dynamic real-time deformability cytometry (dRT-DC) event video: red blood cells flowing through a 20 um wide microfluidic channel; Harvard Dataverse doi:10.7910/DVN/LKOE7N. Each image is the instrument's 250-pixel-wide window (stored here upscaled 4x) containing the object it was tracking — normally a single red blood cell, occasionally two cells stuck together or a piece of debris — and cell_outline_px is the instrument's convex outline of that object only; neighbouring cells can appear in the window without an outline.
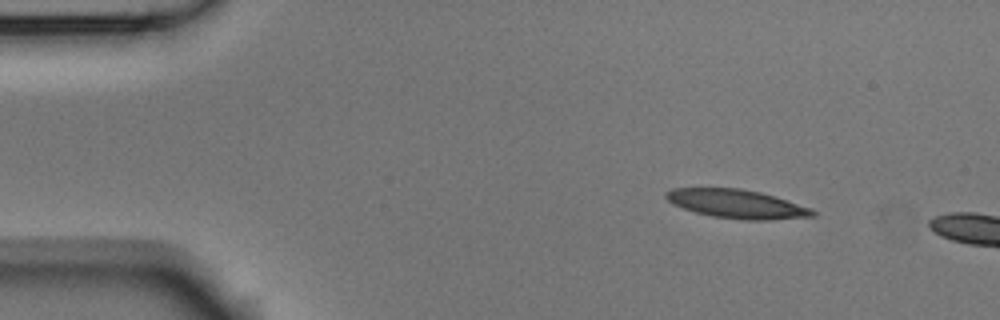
{"species": "Egyptian fruit bat (a non-hibernating species)", "species_latin": "Rousettus aegyptiacus", "temperature_condition": "room temperature", "stored_images_in_passage": 4, "camera_frame_rate_fps": 3000, "um_per_image_px": 0.085, "animal": {"sex": "male"}, "frame": {"image": 1, "passage_image": 1, "time_ms": 0.0, "image_size_px": [1000, 320], "cell_outline_px": [[816, 216], [772, 220], [744, 220], [712, 216], [696, 212], [672, 204], [664, 196], [664, 192], [672, 188], [740, 188], [760, 192], [776, 196], [812, 208], [816, 212]], "centroid_in_image_um": [62.66, 17.33], "position_along_channel_um": 22.3, "area_um2": 24.74}}